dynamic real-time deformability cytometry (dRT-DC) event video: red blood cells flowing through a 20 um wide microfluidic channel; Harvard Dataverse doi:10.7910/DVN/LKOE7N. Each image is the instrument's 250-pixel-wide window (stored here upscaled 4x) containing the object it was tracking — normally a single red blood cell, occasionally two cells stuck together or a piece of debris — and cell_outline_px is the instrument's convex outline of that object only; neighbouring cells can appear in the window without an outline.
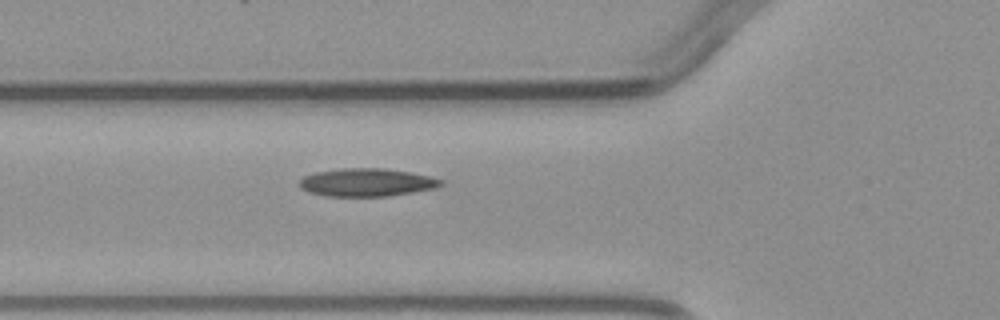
{"species": "common noctule bat (a hibernating species)", "species_latin": "Nyctalus noctula", "temperature_condition": "warm", "stored_images_in_passage": 4, "camera_frame_rate_fps": 3000, "um_per_image_px": 0.085, "animal": {"sex": "male", "body_mass_g": 23.1, "forearm_length_mm": 52.7}, "frame": {"image": 1, "passage_image": 4, "time_ms": 4.333, "image_size_px": [1000, 320], "cell_outline_px": [[444, 184], [432, 188], [412, 192], [388, 196], [324, 196], [308, 192], [300, 188], [300, 180], [304, 176], [316, 172], [340, 168], [384, 168], [412, 172], [444, 180]], "centroid_in_image_um": [31.15, 15.5], "position_along_channel_um": 94.6, "area_um2": 23.06}}